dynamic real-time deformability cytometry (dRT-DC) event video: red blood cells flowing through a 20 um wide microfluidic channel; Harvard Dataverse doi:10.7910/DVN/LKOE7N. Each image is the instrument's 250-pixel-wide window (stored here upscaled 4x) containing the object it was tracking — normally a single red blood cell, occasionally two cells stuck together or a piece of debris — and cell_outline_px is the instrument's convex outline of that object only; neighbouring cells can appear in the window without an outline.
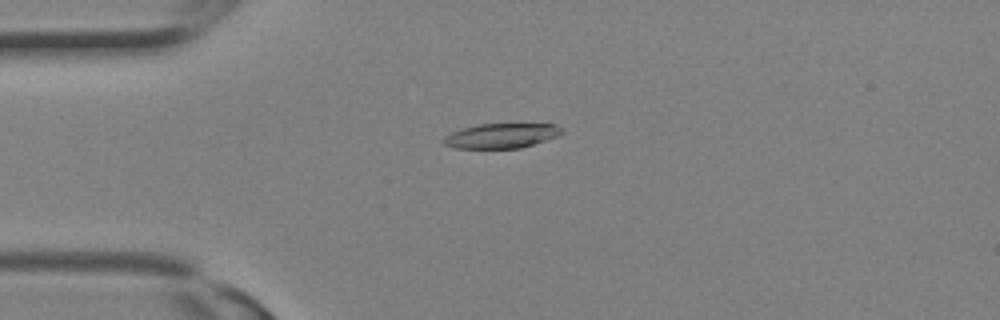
{"species": "Egyptian fruit bat (a non-hibernating species)", "species_latin": "Rousettus aegyptiacus", "temperature_condition": "room temperature", "stored_images_in_passage": 13, "camera_frame_rate_fps": 3000, "um_per_image_px": 0.085, "animal": {"sex": "female"}, "frame": {"image": 1, "passage_image": 8, "time_ms": 2.333, "image_size_px": [1000, 320], "cell_outline_px": [[564, 132], [556, 136], [520, 148], [456, 148], [444, 144], [444, 136], [460, 128], [476, 124], [556, 124]], "centroid_in_image_um": [42.57, 11.53], "position_along_channel_um": 42.4, "area_um2": 16.88}}
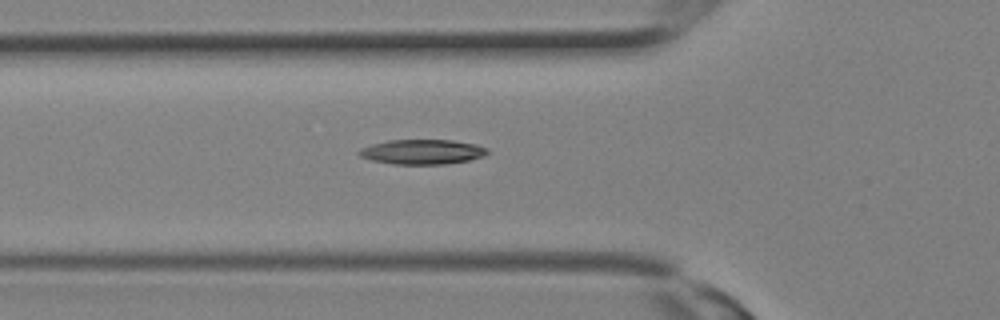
{"frame": {"image": 2, "passage_image": 11, "time_ms": 3.333, "image_size_px": [1000, 320], "cell_outline_px": [[488, 152], [484, 156], [468, 160], [448, 164], [392, 164], [372, 160], [360, 156], [356, 152], [360, 148], [372, 144], [388, 140], [452, 140], [476, 144], [488, 148]], "centroid_in_image_um": [35.89, 12.9], "position_along_channel_um": 89.9, "area_um2": 18.61}}
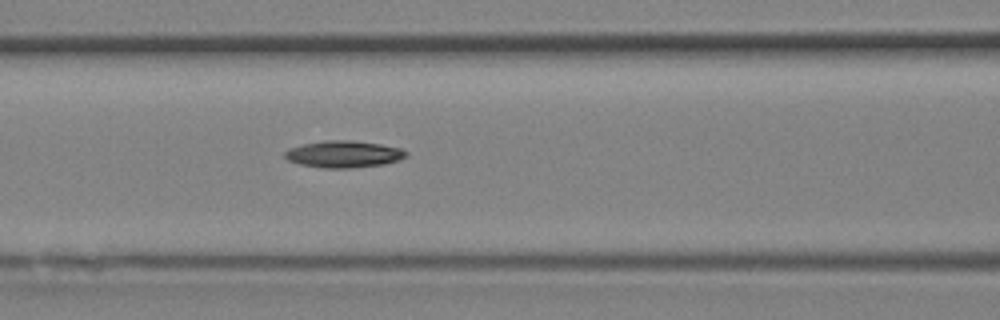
{"frame": {"image": 3, "passage_image": 13, "time_ms": 4.0, "image_size_px": [1000, 320], "cell_outline_px": [[408, 156], [400, 160], [384, 164], [352, 168], [320, 168], [300, 164], [288, 160], [284, 156], [284, 152], [288, 148], [304, 144], [324, 140], [352, 140], [380, 144], [400, 148], [408, 152]], "centroid_in_image_um": [29.22, 13.1], "position_along_channel_um": 137.4, "area_um2": 19.13}}